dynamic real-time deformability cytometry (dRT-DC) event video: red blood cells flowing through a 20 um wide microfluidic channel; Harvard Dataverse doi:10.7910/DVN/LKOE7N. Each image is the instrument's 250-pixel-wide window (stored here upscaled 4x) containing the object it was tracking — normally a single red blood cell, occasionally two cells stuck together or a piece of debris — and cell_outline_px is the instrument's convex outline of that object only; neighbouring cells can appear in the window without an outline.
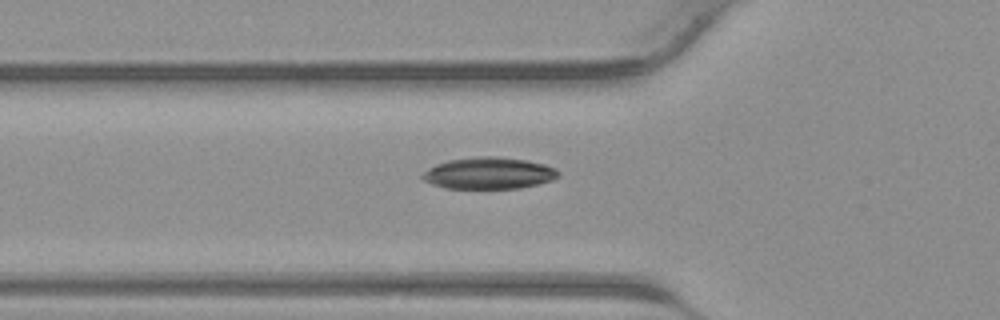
{"species": "common noctule bat (a hibernating species)", "species_latin": "Nyctalus noctula", "temperature_condition": "warm", "stored_images_in_passage": 26, "camera_frame_rate_fps": 3000, "um_per_image_px": 0.085, "animal": {"sex": "male", "body_mass_g": 23.1, "forearm_length_mm": 52.7}, "frame": {"image": 1, "passage_image": 4, "time_ms": 1.0, "image_size_px": [1000, 320], "cell_outline_px": [[560, 176], [552, 180], [520, 188], [448, 188], [432, 184], [424, 180], [420, 176], [424, 172], [436, 164], [448, 160], [476, 156], [496, 156], [528, 160], [544, 164], [556, 168], [560, 172]], "centroid_in_image_um": [41.58, 14.71], "position_along_channel_um": 84.2, "area_um2": 25.09}}
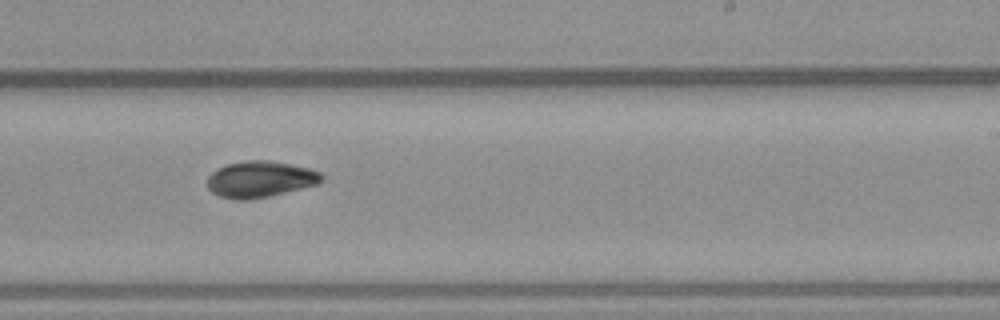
{"frame": {"image": 2, "passage_image": 15, "time_ms": 4.667, "image_size_px": [1000, 320], "cell_outline_px": [[324, 180], [316, 184], [268, 196], [248, 200], [236, 200], [220, 196], [212, 192], [208, 188], [208, 176], [212, 172], [228, 164], [248, 160], [272, 160], [308, 168], [320, 172], [324, 176]], "centroid_in_image_um": [22.12, 15.23], "position_along_channel_um": 266.9, "area_um2": 23.93}}
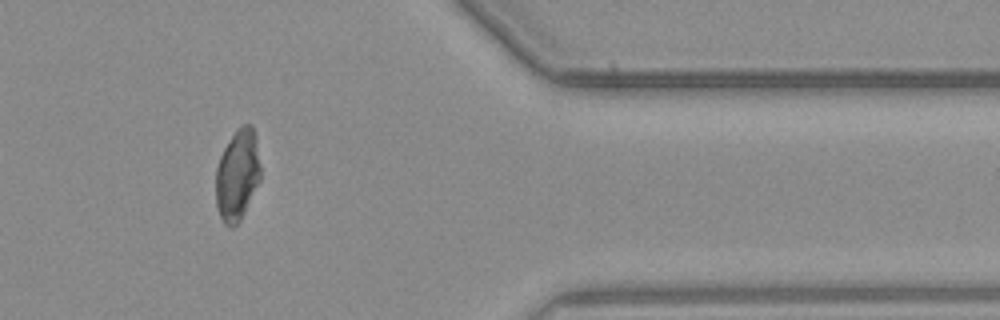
{"frame": {"image": 3, "passage_image": 24, "time_ms": 7.667, "image_size_px": [1000, 320], "cell_outline_px": [[260, 180], [240, 220], [232, 228], [228, 228], [224, 224], [220, 216], [216, 204], [216, 168], [220, 156], [224, 148], [236, 128], [244, 124], [252, 124], [256, 136], [260, 164]], "centroid_in_image_um": [20.18, 14.86], "position_along_channel_um": 391.2, "area_um2": 23.81}}